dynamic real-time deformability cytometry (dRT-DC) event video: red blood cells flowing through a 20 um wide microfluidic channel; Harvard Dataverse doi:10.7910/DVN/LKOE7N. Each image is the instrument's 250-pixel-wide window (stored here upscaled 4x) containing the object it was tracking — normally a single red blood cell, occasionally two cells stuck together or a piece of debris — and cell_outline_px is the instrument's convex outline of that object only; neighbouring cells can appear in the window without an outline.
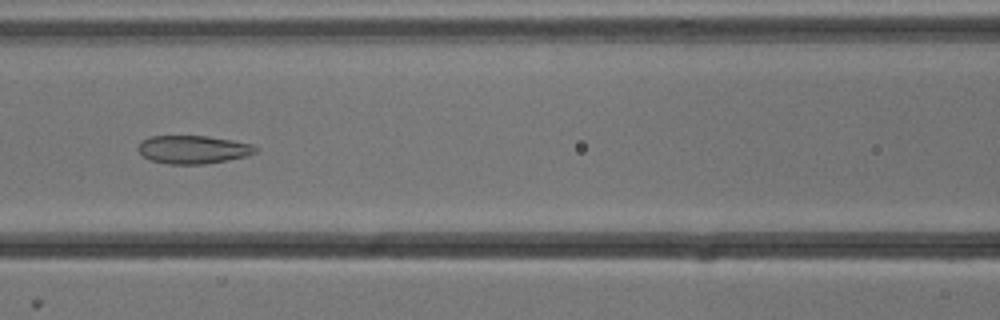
{"species": "common noctule bat (a hibernating species)", "species_latin": "Nyctalus noctula", "temperature_condition": "cold", "stored_images_in_passage": 45, "camera_frame_rate_fps": 3000, "um_per_image_px": 0.085, "animal": {"sex": "male", "body_mass_g": 13.3}, "frame": {"image": 1, "passage_image": 21, "time_ms": 6.667, "image_size_px": [1000, 320], "cell_outline_px": [[260, 148], [256, 152], [248, 156], [228, 160], [204, 164], [168, 164], [152, 160], [144, 156], [136, 148], [144, 140], [152, 136], [208, 136], [232, 140], [252, 144]], "centroid_in_image_um": [16.48, 12.71], "position_along_channel_um": 150.1, "area_um2": 19.25}}
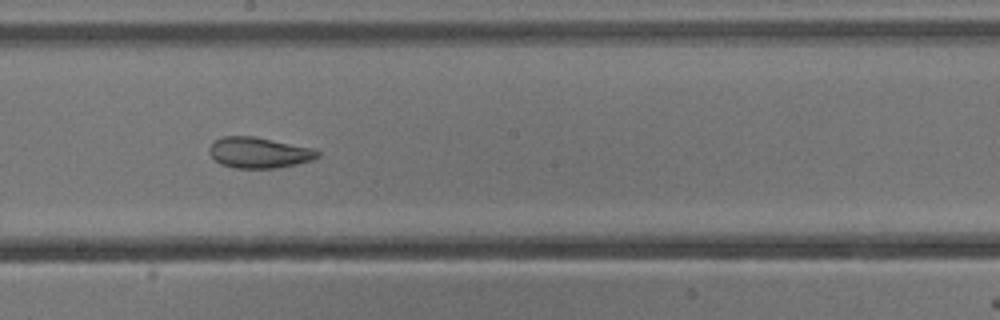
{"frame": {"image": 2, "passage_image": 27, "time_ms": 8.667, "image_size_px": [1000, 320], "cell_outline_px": [[320, 156], [312, 160], [296, 164], [276, 168], [236, 168], [220, 164], [208, 152], [208, 148], [216, 140], [224, 136], [256, 136], [316, 148], [320, 152]], "centroid_in_image_um": [22.06, 12.96], "position_along_channel_um": 226.1, "area_um2": 19.65}}
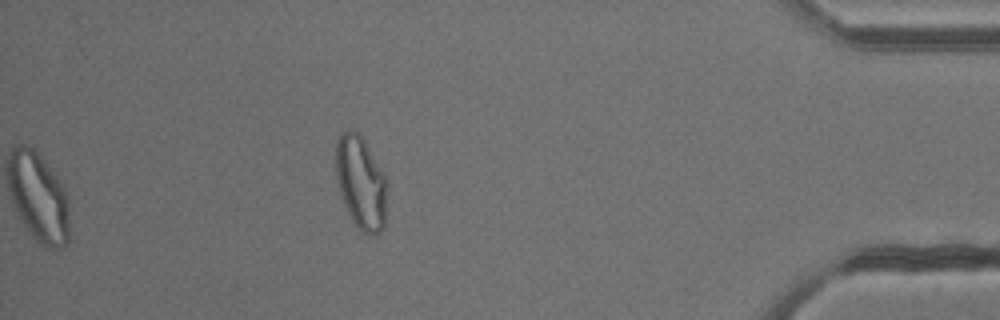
{"frame": {"image": 3, "passage_image": 45, "time_ms": 14.667, "image_size_px": [1000, 320], "cell_outline_px": [[388, 188], [384, 228], [380, 232], [372, 236], [368, 236], [356, 228], [348, 212], [340, 192], [336, 180], [336, 140], [340, 132], [348, 128], [356, 132], [364, 140], [388, 180]], "centroid_in_image_um": [30.69, 15.55], "position_along_channel_um": 404.5, "area_um2": 28.32}, "authors_computed_cell_mechanics": {"area_um2": 23.0044, "velocity_mm_per_s": 3.8026, "shape_relaxation_time_tau1_ms": null, "shape_relaxation_time_tau2_ms": 1.7787, "deformation_change_tau1": null, "deformation_change_tau2": 0.0935}}